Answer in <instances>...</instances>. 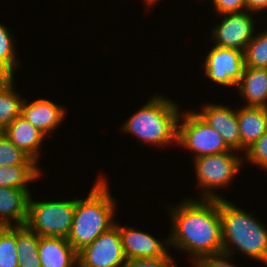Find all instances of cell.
<instances>
[{"mask_svg":"<svg viewBox=\"0 0 267 267\" xmlns=\"http://www.w3.org/2000/svg\"><path fill=\"white\" fill-rule=\"evenodd\" d=\"M205 74L216 84L235 86L242 78L243 51L214 45L205 59Z\"/></svg>","mask_w":267,"mask_h":267,"instance_id":"cell-9","label":"cell"},{"mask_svg":"<svg viewBox=\"0 0 267 267\" xmlns=\"http://www.w3.org/2000/svg\"><path fill=\"white\" fill-rule=\"evenodd\" d=\"M0 77H13V74L0 62Z\"/></svg>","mask_w":267,"mask_h":267,"instance_id":"cell-31","label":"cell"},{"mask_svg":"<svg viewBox=\"0 0 267 267\" xmlns=\"http://www.w3.org/2000/svg\"><path fill=\"white\" fill-rule=\"evenodd\" d=\"M223 21L213 29L214 43L223 48L245 50L254 37V20L248 11L222 14Z\"/></svg>","mask_w":267,"mask_h":267,"instance_id":"cell-10","label":"cell"},{"mask_svg":"<svg viewBox=\"0 0 267 267\" xmlns=\"http://www.w3.org/2000/svg\"><path fill=\"white\" fill-rule=\"evenodd\" d=\"M14 39L5 25L0 23V62L13 74L17 66Z\"/></svg>","mask_w":267,"mask_h":267,"instance_id":"cell-25","label":"cell"},{"mask_svg":"<svg viewBox=\"0 0 267 267\" xmlns=\"http://www.w3.org/2000/svg\"><path fill=\"white\" fill-rule=\"evenodd\" d=\"M31 197L25 225L39 236L67 238L74 217L75 200L37 202Z\"/></svg>","mask_w":267,"mask_h":267,"instance_id":"cell-5","label":"cell"},{"mask_svg":"<svg viewBox=\"0 0 267 267\" xmlns=\"http://www.w3.org/2000/svg\"><path fill=\"white\" fill-rule=\"evenodd\" d=\"M115 202L105 178H99L87 198L75 200V212L68 242L78 253L114 223Z\"/></svg>","mask_w":267,"mask_h":267,"instance_id":"cell-2","label":"cell"},{"mask_svg":"<svg viewBox=\"0 0 267 267\" xmlns=\"http://www.w3.org/2000/svg\"><path fill=\"white\" fill-rule=\"evenodd\" d=\"M247 10L251 12H259L267 8V0H246Z\"/></svg>","mask_w":267,"mask_h":267,"instance_id":"cell-30","label":"cell"},{"mask_svg":"<svg viewBox=\"0 0 267 267\" xmlns=\"http://www.w3.org/2000/svg\"><path fill=\"white\" fill-rule=\"evenodd\" d=\"M30 199L29 189L0 187V225H25Z\"/></svg>","mask_w":267,"mask_h":267,"instance_id":"cell-14","label":"cell"},{"mask_svg":"<svg viewBox=\"0 0 267 267\" xmlns=\"http://www.w3.org/2000/svg\"><path fill=\"white\" fill-rule=\"evenodd\" d=\"M13 79L0 89V131L21 115L23 100L13 88Z\"/></svg>","mask_w":267,"mask_h":267,"instance_id":"cell-21","label":"cell"},{"mask_svg":"<svg viewBox=\"0 0 267 267\" xmlns=\"http://www.w3.org/2000/svg\"><path fill=\"white\" fill-rule=\"evenodd\" d=\"M40 175L37 164L0 166V187L28 189L27 183L38 178Z\"/></svg>","mask_w":267,"mask_h":267,"instance_id":"cell-20","label":"cell"},{"mask_svg":"<svg viewBox=\"0 0 267 267\" xmlns=\"http://www.w3.org/2000/svg\"><path fill=\"white\" fill-rule=\"evenodd\" d=\"M194 263H196L195 267H202L197 261H195Z\"/></svg>","mask_w":267,"mask_h":267,"instance_id":"cell-35","label":"cell"},{"mask_svg":"<svg viewBox=\"0 0 267 267\" xmlns=\"http://www.w3.org/2000/svg\"><path fill=\"white\" fill-rule=\"evenodd\" d=\"M38 254L41 267H70L77 261V252L67 238L39 237Z\"/></svg>","mask_w":267,"mask_h":267,"instance_id":"cell-15","label":"cell"},{"mask_svg":"<svg viewBox=\"0 0 267 267\" xmlns=\"http://www.w3.org/2000/svg\"><path fill=\"white\" fill-rule=\"evenodd\" d=\"M174 261L167 253L158 258H138L126 260L124 267H174Z\"/></svg>","mask_w":267,"mask_h":267,"instance_id":"cell-27","label":"cell"},{"mask_svg":"<svg viewBox=\"0 0 267 267\" xmlns=\"http://www.w3.org/2000/svg\"><path fill=\"white\" fill-rule=\"evenodd\" d=\"M39 237L26 225L16 226L18 267H41L38 254Z\"/></svg>","mask_w":267,"mask_h":267,"instance_id":"cell-19","label":"cell"},{"mask_svg":"<svg viewBox=\"0 0 267 267\" xmlns=\"http://www.w3.org/2000/svg\"><path fill=\"white\" fill-rule=\"evenodd\" d=\"M178 106L168 98L156 96L133 114L122 126L141 142L156 145L177 143Z\"/></svg>","mask_w":267,"mask_h":267,"instance_id":"cell-4","label":"cell"},{"mask_svg":"<svg viewBox=\"0 0 267 267\" xmlns=\"http://www.w3.org/2000/svg\"><path fill=\"white\" fill-rule=\"evenodd\" d=\"M118 227L126 260L158 258L168 253L166 246L169 244V239L161 242L152 235L134 228L120 225Z\"/></svg>","mask_w":267,"mask_h":267,"instance_id":"cell-12","label":"cell"},{"mask_svg":"<svg viewBox=\"0 0 267 267\" xmlns=\"http://www.w3.org/2000/svg\"><path fill=\"white\" fill-rule=\"evenodd\" d=\"M169 245L198 258L222 252L219 199H187L171 210Z\"/></svg>","mask_w":267,"mask_h":267,"instance_id":"cell-1","label":"cell"},{"mask_svg":"<svg viewBox=\"0 0 267 267\" xmlns=\"http://www.w3.org/2000/svg\"><path fill=\"white\" fill-rule=\"evenodd\" d=\"M230 153L233 152L194 158L198 184L203 191L202 198L222 199L221 196L212 192L213 188L227 185L238 174L239 168H241V158Z\"/></svg>","mask_w":267,"mask_h":267,"instance_id":"cell-7","label":"cell"},{"mask_svg":"<svg viewBox=\"0 0 267 267\" xmlns=\"http://www.w3.org/2000/svg\"><path fill=\"white\" fill-rule=\"evenodd\" d=\"M196 113L221 135L232 150H241L237 110L208 103L202 111Z\"/></svg>","mask_w":267,"mask_h":267,"instance_id":"cell-11","label":"cell"},{"mask_svg":"<svg viewBox=\"0 0 267 267\" xmlns=\"http://www.w3.org/2000/svg\"><path fill=\"white\" fill-rule=\"evenodd\" d=\"M0 267H18L16 225L0 227Z\"/></svg>","mask_w":267,"mask_h":267,"instance_id":"cell-23","label":"cell"},{"mask_svg":"<svg viewBox=\"0 0 267 267\" xmlns=\"http://www.w3.org/2000/svg\"><path fill=\"white\" fill-rule=\"evenodd\" d=\"M146 2H147V5H148V7L150 6V5H153L155 2H157L158 0H145Z\"/></svg>","mask_w":267,"mask_h":267,"instance_id":"cell-34","label":"cell"},{"mask_svg":"<svg viewBox=\"0 0 267 267\" xmlns=\"http://www.w3.org/2000/svg\"><path fill=\"white\" fill-rule=\"evenodd\" d=\"M247 101L245 106L267 108V69L244 67L242 78L236 85Z\"/></svg>","mask_w":267,"mask_h":267,"instance_id":"cell-18","label":"cell"},{"mask_svg":"<svg viewBox=\"0 0 267 267\" xmlns=\"http://www.w3.org/2000/svg\"><path fill=\"white\" fill-rule=\"evenodd\" d=\"M230 255L226 253L212 254L196 259L202 267H237L228 261Z\"/></svg>","mask_w":267,"mask_h":267,"instance_id":"cell-29","label":"cell"},{"mask_svg":"<svg viewBox=\"0 0 267 267\" xmlns=\"http://www.w3.org/2000/svg\"><path fill=\"white\" fill-rule=\"evenodd\" d=\"M77 256L85 267H124L126 256L118 224L100 234L92 243L79 251Z\"/></svg>","mask_w":267,"mask_h":267,"instance_id":"cell-8","label":"cell"},{"mask_svg":"<svg viewBox=\"0 0 267 267\" xmlns=\"http://www.w3.org/2000/svg\"><path fill=\"white\" fill-rule=\"evenodd\" d=\"M16 164H38L23 150L17 148L0 131V166H12Z\"/></svg>","mask_w":267,"mask_h":267,"instance_id":"cell-24","label":"cell"},{"mask_svg":"<svg viewBox=\"0 0 267 267\" xmlns=\"http://www.w3.org/2000/svg\"><path fill=\"white\" fill-rule=\"evenodd\" d=\"M243 53L246 67L267 69V30L254 35Z\"/></svg>","mask_w":267,"mask_h":267,"instance_id":"cell-22","label":"cell"},{"mask_svg":"<svg viewBox=\"0 0 267 267\" xmlns=\"http://www.w3.org/2000/svg\"><path fill=\"white\" fill-rule=\"evenodd\" d=\"M5 136L35 162L38 160L39 147L45 136L21 115L16 117L3 131Z\"/></svg>","mask_w":267,"mask_h":267,"instance_id":"cell-17","label":"cell"},{"mask_svg":"<svg viewBox=\"0 0 267 267\" xmlns=\"http://www.w3.org/2000/svg\"><path fill=\"white\" fill-rule=\"evenodd\" d=\"M219 215L222 230V252L231 256V249L234 245L237 250L248 257L267 264L266 227L251 214L242 211L223 198L219 199Z\"/></svg>","mask_w":267,"mask_h":267,"instance_id":"cell-3","label":"cell"},{"mask_svg":"<svg viewBox=\"0 0 267 267\" xmlns=\"http://www.w3.org/2000/svg\"><path fill=\"white\" fill-rule=\"evenodd\" d=\"M13 79V77H0V89L6 85L8 82H10Z\"/></svg>","mask_w":267,"mask_h":267,"instance_id":"cell-32","label":"cell"},{"mask_svg":"<svg viewBox=\"0 0 267 267\" xmlns=\"http://www.w3.org/2000/svg\"><path fill=\"white\" fill-rule=\"evenodd\" d=\"M182 117L183 123L178 119L177 143L194 151L195 158L233 151L196 112H187Z\"/></svg>","mask_w":267,"mask_h":267,"instance_id":"cell-6","label":"cell"},{"mask_svg":"<svg viewBox=\"0 0 267 267\" xmlns=\"http://www.w3.org/2000/svg\"><path fill=\"white\" fill-rule=\"evenodd\" d=\"M74 266H77V267H85L78 259H77V261L74 263V264H72L70 267H74Z\"/></svg>","mask_w":267,"mask_h":267,"instance_id":"cell-33","label":"cell"},{"mask_svg":"<svg viewBox=\"0 0 267 267\" xmlns=\"http://www.w3.org/2000/svg\"><path fill=\"white\" fill-rule=\"evenodd\" d=\"M218 14L242 12L247 10L246 0H212Z\"/></svg>","mask_w":267,"mask_h":267,"instance_id":"cell-28","label":"cell"},{"mask_svg":"<svg viewBox=\"0 0 267 267\" xmlns=\"http://www.w3.org/2000/svg\"><path fill=\"white\" fill-rule=\"evenodd\" d=\"M245 153L248 161L267 170V131Z\"/></svg>","mask_w":267,"mask_h":267,"instance_id":"cell-26","label":"cell"},{"mask_svg":"<svg viewBox=\"0 0 267 267\" xmlns=\"http://www.w3.org/2000/svg\"><path fill=\"white\" fill-rule=\"evenodd\" d=\"M21 116L45 136L61 124L65 109L47 99H38L30 104L23 101Z\"/></svg>","mask_w":267,"mask_h":267,"instance_id":"cell-13","label":"cell"},{"mask_svg":"<svg viewBox=\"0 0 267 267\" xmlns=\"http://www.w3.org/2000/svg\"><path fill=\"white\" fill-rule=\"evenodd\" d=\"M241 149H249L267 131V108L244 106L237 110Z\"/></svg>","mask_w":267,"mask_h":267,"instance_id":"cell-16","label":"cell"}]
</instances>
